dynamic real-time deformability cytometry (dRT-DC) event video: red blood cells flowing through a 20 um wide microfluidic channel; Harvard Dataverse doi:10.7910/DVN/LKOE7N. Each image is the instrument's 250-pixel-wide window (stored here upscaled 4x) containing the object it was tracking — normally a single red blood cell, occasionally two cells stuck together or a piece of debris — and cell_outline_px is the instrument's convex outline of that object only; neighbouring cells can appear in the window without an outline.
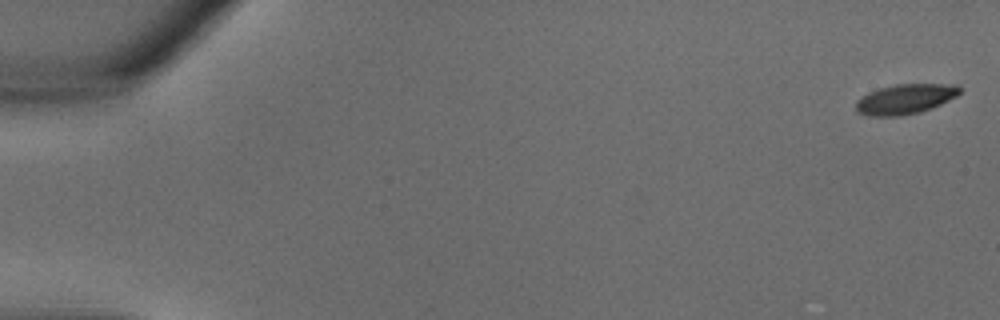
{"species": "common noctule bat (a hibernating species)", "species_latin": "Nyctalus noctula", "temperature_condition": "warm", "stored_images_in_passage": 12, "camera_frame_rate_fps": 3000, "um_per_image_px": 0.085, "animal": {"sex": "male", "body_mass_g": 18.8}, "frame": {"image": 1, "passage_image": 1, "time_ms": 0.0, "image_size_px": [1000, 320], "cell_outline_px": [[960, 92], [956, 96], [932, 108], [920, 112], [900, 116], [868, 116], [856, 112], [856, 100], [868, 92], [880, 88], [896, 84], [956, 84], [960, 88]], "centroid_in_image_um": [76.91, 8.42], "position_along_channel_um": 8.1, "area_um2": 18.15}}
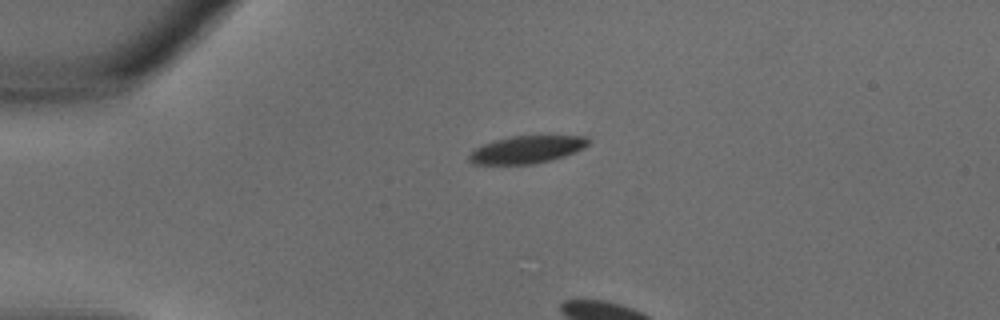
{"frame": {"image": 2, "passage_image": 9, "time_ms": 2.667, "image_size_px": [1000, 320], "cell_outline_px": [[588, 144], [584, 148], [564, 156], [552, 160], [532, 164], [472, 164], [468, 160], [468, 156], [476, 148], [484, 144], [496, 140], [512, 136], [588, 136]], "centroid_in_image_um": [44.78, 12.72], "position_along_channel_um": 40.2, "area_um2": 18.9}}